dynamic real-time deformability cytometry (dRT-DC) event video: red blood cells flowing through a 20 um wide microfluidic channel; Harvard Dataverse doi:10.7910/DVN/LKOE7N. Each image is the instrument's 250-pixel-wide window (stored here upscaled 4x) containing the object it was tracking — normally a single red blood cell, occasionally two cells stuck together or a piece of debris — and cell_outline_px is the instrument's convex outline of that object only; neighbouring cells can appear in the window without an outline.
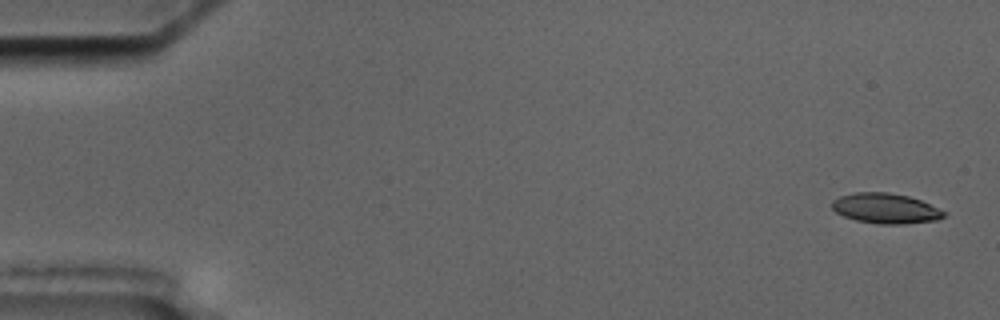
{"species": "common noctule bat (a hibernating species)", "species_latin": "Nyctalus noctula", "temperature_condition": "cold", "stored_images_in_passage": 5, "camera_frame_rate_fps": 3000, "um_per_image_px": 0.085, "animal": {"sex": "male", "body_mass_g": 17.5, "forearm_length_mm": 52.3}, "frame": {"image": 1, "passage_image": 1, "time_ms": 0.0, "image_size_px": [1000, 320], "cell_outline_px": [[948, 212], [944, 216], [936, 220], [904, 224], [880, 224], [856, 220], [844, 216], [836, 212], [832, 208], [832, 200], [840, 196], [856, 192], [888, 192], [908, 196], [920, 200]], "centroid_in_image_um": [75.28, 17.71], "position_along_channel_um": 9.7, "area_um2": 19.65}}